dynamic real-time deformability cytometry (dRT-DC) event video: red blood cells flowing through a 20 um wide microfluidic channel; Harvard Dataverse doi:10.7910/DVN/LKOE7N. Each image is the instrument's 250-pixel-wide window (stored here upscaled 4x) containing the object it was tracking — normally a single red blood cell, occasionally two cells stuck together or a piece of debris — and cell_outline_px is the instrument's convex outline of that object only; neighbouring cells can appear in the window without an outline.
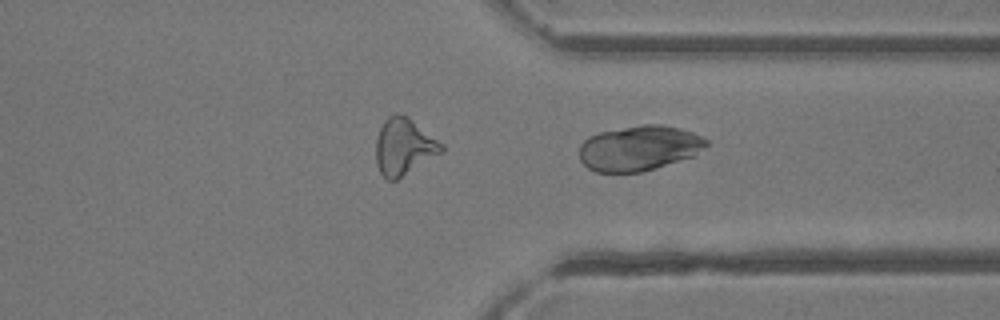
{"species": "common noctule bat (a hibernating species)", "species_latin": "Nyctalus noctula", "temperature_condition": "room temperature", "stored_images_in_passage": 21, "camera_frame_rate_fps": 3000, "um_per_image_px": 0.085, "animal": {"sex": "female"}, "frame": {"image": 1, "passage_image": 21, "time_ms": 6.667, "image_size_px": [1000, 320], "cell_outline_px": [[708, 144], [704, 148], [692, 156], [656, 168], [640, 172], [596, 172], [588, 168], [580, 160], [580, 144], [588, 136], [600, 132], [644, 124], [664, 124], [680, 128], [692, 132], [708, 140]], "centroid_in_image_um": [54.31, 12.58], "position_along_channel_um": 357.1, "area_um2": 33.29}}